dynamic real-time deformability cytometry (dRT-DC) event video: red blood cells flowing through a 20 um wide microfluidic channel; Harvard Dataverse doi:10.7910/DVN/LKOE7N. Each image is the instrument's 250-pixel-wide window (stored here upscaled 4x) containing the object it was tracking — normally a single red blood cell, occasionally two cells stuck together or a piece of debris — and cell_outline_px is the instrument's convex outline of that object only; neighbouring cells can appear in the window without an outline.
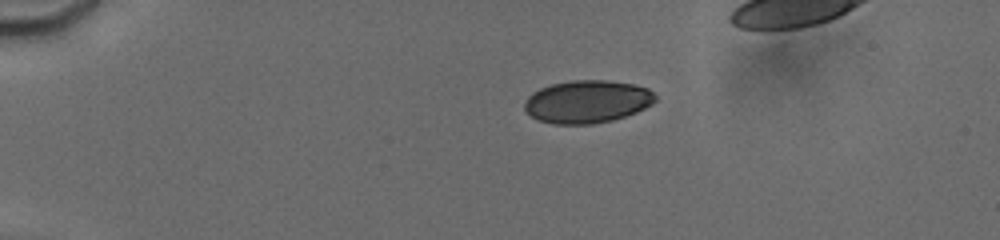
{"species": "human", "species_latin": "Homo sapiens", "temperature_condition": "cold", "stored_images_in_passage": 18, "camera_frame_rate_fps": 3000, "um_per_image_px": 0.085, "donor": {"sex": "male"}, "frame": {"image": 1, "passage_image": 1, "time_ms": 0.0, "image_size_px": [1000, 240], "cell_outline_px": [[656, 100], [652, 104], [636, 112], [612, 120], [592, 124], [552, 124], [540, 120], [532, 116], [524, 108], [524, 104], [528, 96], [532, 92], [540, 88], [552, 84], [572, 80], [608, 80], [632, 84], [648, 88], [656, 96]], "centroid_in_image_um": [49.91, 8.63], "position_along_channel_um": 35.1, "area_um2": 32.48}}
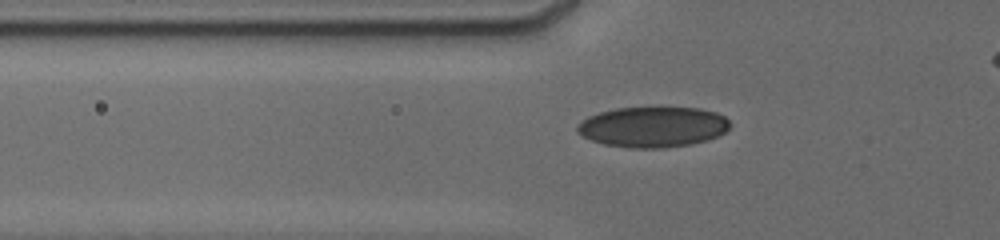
{"frame": {"image": 2, "passage_image": 12, "time_ms": 2.667, "image_size_px": [1000, 240], "cell_outline_px": [[732, 124], [724, 132], [708, 140], [688, 144], [660, 148], [632, 148], [604, 144], [592, 140], [576, 132], [576, 128], [588, 116], [600, 112], [616, 108], [700, 108], [716, 112], [724, 116]], "centroid_in_image_um": [55.51, 10.78], "position_along_channel_um": 70.3, "area_um2": 35.72}}
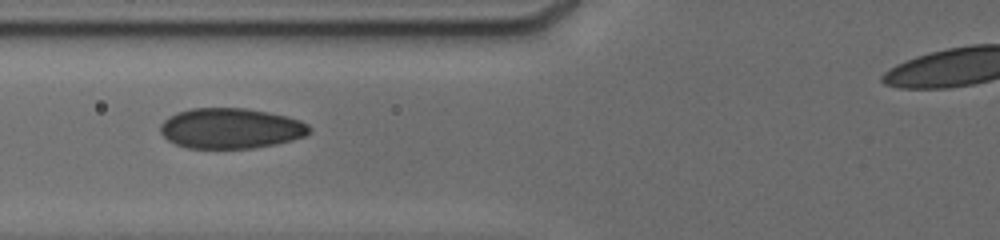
{"frame": {"image": 3, "passage_image": 17, "time_ms": 3.667, "image_size_px": [1000, 240], "cell_outline_px": [[308, 132], [304, 136], [292, 140], [276, 144], [252, 148], [188, 148], [176, 144], [168, 140], [160, 132], [160, 124], [168, 116], [176, 112], [192, 108], [244, 108], [268, 112], [288, 116], [300, 120], [308, 124]], "centroid_in_image_um": [19.58, 10.9], "position_along_channel_um": 106.2, "area_um2": 35.08}}